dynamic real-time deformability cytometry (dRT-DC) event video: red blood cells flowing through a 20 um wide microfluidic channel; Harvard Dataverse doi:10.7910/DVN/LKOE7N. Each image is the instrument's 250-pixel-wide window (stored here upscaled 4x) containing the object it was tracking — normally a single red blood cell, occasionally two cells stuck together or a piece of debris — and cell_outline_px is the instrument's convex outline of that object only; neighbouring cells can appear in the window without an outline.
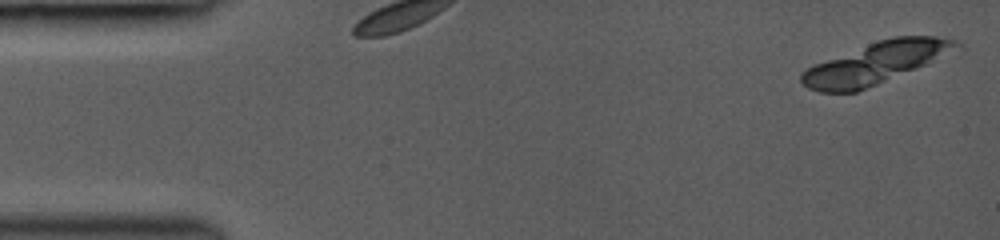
{"species": "common noctule bat (a hibernating species)", "species_latin": "Nyctalus noctula", "temperature_condition": "room temperature", "stored_images_in_passage": 29, "segment_of_instrument_passage": [1, 2], "camera_frame_rate_fps": 3000, "um_per_image_px": 0.085, "animal": {"sex": "female", "body_mass_g": 19.0, "forearm_length_mm": 53.3}, "frame": {"image": 1, "passage_image": 1, "time_ms": 0.0, "image_size_px": [1000, 240], "cell_outline_px": [[964, 44], [916, 68], [856, 92], [820, 92], [808, 88], [800, 80], [800, 72], [816, 64], [868, 44], [892, 36], [936, 36], [960, 40]], "centroid_in_image_um": [74.41, 5.35], "position_along_channel_um": 10.6, "area_um2": 36.36}}